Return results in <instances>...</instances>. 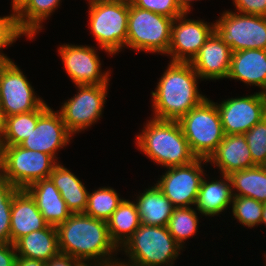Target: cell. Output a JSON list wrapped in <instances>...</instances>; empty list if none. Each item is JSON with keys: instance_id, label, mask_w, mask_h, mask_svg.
Segmentation results:
<instances>
[{"instance_id": "1", "label": "cell", "mask_w": 266, "mask_h": 266, "mask_svg": "<svg viewBox=\"0 0 266 266\" xmlns=\"http://www.w3.org/2000/svg\"><path fill=\"white\" fill-rule=\"evenodd\" d=\"M56 228L61 254L82 260L84 263L118 260L112 258L114 252L119 249L109 236L106 221L85 213H74Z\"/></svg>"}, {"instance_id": "2", "label": "cell", "mask_w": 266, "mask_h": 266, "mask_svg": "<svg viewBox=\"0 0 266 266\" xmlns=\"http://www.w3.org/2000/svg\"><path fill=\"white\" fill-rule=\"evenodd\" d=\"M155 91H152V109L158 120L179 121L207 97L198 90V79L190 62H172L167 66Z\"/></svg>"}, {"instance_id": "3", "label": "cell", "mask_w": 266, "mask_h": 266, "mask_svg": "<svg viewBox=\"0 0 266 266\" xmlns=\"http://www.w3.org/2000/svg\"><path fill=\"white\" fill-rule=\"evenodd\" d=\"M136 136L138 149L165 168L182 166L196 160L178 121L150 119Z\"/></svg>"}, {"instance_id": "4", "label": "cell", "mask_w": 266, "mask_h": 266, "mask_svg": "<svg viewBox=\"0 0 266 266\" xmlns=\"http://www.w3.org/2000/svg\"><path fill=\"white\" fill-rule=\"evenodd\" d=\"M167 226L141 224L121 247L130 259L124 266H173L182 249Z\"/></svg>"}, {"instance_id": "5", "label": "cell", "mask_w": 266, "mask_h": 266, "mask_svg": "<svg viewBox=\"0 0 266 266\" xmlns=\"http://www.w3.org/2000/svg\"><path fill=\"white\" fill-rule=\"evenodd\" d=\"M57 163L46 153L20 145H0V179L18 189H26L35 181L49 178Z\"/></svg>"}, {"instance_id": "6", "label": "cell", "mask_w": 266, "mask_h": 266, "mask_svg": "<svg viewBox=\"0 0 266 266\" xmlns=\"http://www.w3.org/2000/svg\"><path fill=\"white\" fill-rule=\"evenodd\" d=\"M178 122L196 158L208 160L225 136L216 103L208 98Z\"/></svg>"}, {"instance_id": "7", "label": "cell", "mask_w": 266, "mask_h": 266, "mask_svg": "<svg viewBox=\"0 0 266 266\" xmlns=\"http://www.w3.org/2000/svg\"><path fill=\"white\" fill-rule=\"evenodd\" d=\"M89 25L99 47L115 55L125 47L129 0H106L89 5Z\"/></svg>"}, {"instance_id": "8", "label": "cell", "mask_w": 266, "mask_h": 266, "mask_svg": "<svg viewBox=\"0 0 266 266\" xmlns=\"http://www.w3.org/2000/svg\"><path fill=\"white\" fill-rule=\"evenodd\" d=\"M173 18L136 7L129 0L126 45L131 49L166 55Z\"/></svg>"}, {"instance_id": "9", "label": "cell", "mask_w": 266, "mask_h": 266, "mask_svg": "<svg viewBox=\"0 0 266 266\" xmlns=\"http://www.w3.org/2000/svg\"><path fill=\"white\" fill-rule=\"evenodd\" d=\"M215 32L232 52L266 50V16L225 11L215 22Z\"/></svg>"}, {"instance_id": "10", "label": "cell", "mask_w": 266, "mask_h": 266, "mask_svg": "<svg viewBox=\"0 0 266 266\" xmlns=\"http://www.w3.org/2000/svg\"><path fill=\"white\" fill-rule=\"evenodd\" d=\"M108 85H76L79 89L78 94L62 103L59 112L72 135L89 128L100 120L106 102Z\"/></svg>"}, {"instance_id": "11", "label": "cell", "mask_w": 266, "mask_h": 266, "mask_svg": "<svg viewBox=\"0 0 266 266\" xmlns=\"http://www.w3.org/2000/svg\"><path fill=\"white\" fill-rule=\"evenodd\" d=\"M206 159L197 158L189 164L169 167L156 186L170 200L175 208L195 205L204 170ZM205 162V163H204Z\"/></svg>"}, {"instance_id": "12", "label": "cell", "mask_w": 266, "mask_h": 266, "mask_svg": "<svg viewBox=\"0 0 266 266\" xmlns=\"http://www.w3.org/2000/svg\"><path fill=\"white\" fill-rule=\"evenodd\" d=\"M44 103L21 69L10 61L0 76V107L5 117L37 110Z\"/></svg>"}, {"instance_id": "13", "label": "cell", "mask_w": 266, "mask_h": 266, "mask_svg": "<svg viewBox=\"0 0 266 266\" xmlns=\"http://www.w3.org/2000/svg\"><path fill=\"white\" fill-rule=\"evenodd\" d=\"M225 135L245 134L266 117V94L236 97L216 103Z\"/></svg>"}, {"instance_id": "14", "label": "cell", "mask_w": 266, "mask_h": 266, "mask_svg": "<svg viewBox=\"0 0 266 266\" xmlns=\"http://www.w3.org/2000/svg\"><path fill=\"white\" fill-rule=\"evenodd\" d=\"M188 13L176 17L171 26V42L167 55L172 62H191L215 31V23L186 19Z\"/></svg>"}, {"instance_id": "15", "label": "cell", "mask_w": 266, "mask_h": 266, "mask_svg": "<svg viewBox=\"0 0 266 266\" xmlns=\"http://www.w3.org/2000/svg\"><path fill=\"white\" fill-rule=\"evenodd\" d=\"M64 68L75 85H102L109 83V72H101L96 50L90 46L60 45L58 48Z\"/></svg>"}, {"instance_id": "16", "label": "cell", "mask_w": 266, "mask_h": 266, "mask_svg": "<svg viewBox=\"0 0 266 266\" xmlns=\"http://www.w3.org/2000/svg\"><path fill=\"white\" fill-rule=\"evenodd\" d=\"M72 134L66 128L61 113L50 107L38 118L34 131L19 145L25 149L51 155L54 159L58 149L67 146Z\"/></svg>"}, {"instance_id": "17", "label": "cell", "mask_w": 266, "mask_h": 266, "mask_svg": "<svg viewBox=\"0 0 266 266\" xmlns=\"http://www.w3.org/2000/svg\"><path fill=\"white\" fill-rule=\"evenodd\" d=\"M232 50L214 31L190 62L203 80L227 78L231 66Z\"/></svg>"}, {"instance_id": "18", "label": "cell", "mask_w": 266, "mask_h": 266, "mask_svg": "<svg viewBox=\"0 0 266 266\" xmlns=\"http://www.w3.org/2000/svg\"><path fill=\"white\" fill-rule=\"evenodd\" d=\"M48 224L39 211L35 199L26 189H17L11 205L10 243Z\"/></svg>"}, {"instance_id": "19", "label": "cell", "mask_w": 266, "mask_h": 266, "mask_svg": "<svg viewBox=\"0 0 266 266\" xmlns=\"http://www.w3.org/2000/svg\"><path fill=\"white\" fill-rule=\"evenodd\" d=\"M207 161L219 167L221 174L227 176L256 166L253 163L246 136L242 133L225 135Z\"/></svg>"}, {"instance_id": "20", "label": "cell", "mask_w": 266, "mask_h": 266, "mask_svg": "<svg viewBox=\"0 0 266 266\" xmlns=\"http://www.w3.org/2000/svg\"><path fill=\"white\" fill-rule=\"evenodd\" d=\"M227 78L258 86L266 94V50L245 49L232 52Z\"/></svg>"}, {"instance_id": "21", "label": "cell", "mask_w": 266, "mask_h": 266, "mask_svg": "<svg viewBox=\"0 0 266 266\" xmlns=\"http://www.w3.org/2000/svg\"><path fill=\"white\" fill-rule=\"evenodd\" d=\"M26 190L35 199L37 207L48 225L57 227L72 215L50 178L35 181Z\"/></svg>"}, {"instance_id": "22", "label": "cell", "mask_w": 266, "mask_h": 266, "mask_svg": "<svg viewBox=\"0 0 266 266\" xmlns=\"http://www.w3.org/2000/svg\"><path fill=\"white\" fill-rule=\"evenodd\" d=\"M17 257L49 261L60 254L58 232L55 226L24 235L14 243Z\"/></svg>"}, {"instance_id": "23", "label": "cell", "mask_w": 266, "mask_h": 266, "mask_svg": "<svg viewBox=\"0 0 266 266\" xmlns=\"http://www.w3.org/2000/svg\"><path fill=\"white\" fill-rule=\"evenodd\" d=\"M223 179L207 181L202 178L196 199V210L205 216L221 214L228 205H231L233 194L229 176L222 175Z\"/></svg>"}, {"instance_id": "24", "label": "cell", "mask_w": 266, "mask_h": 266, "mask_svg": "<svg viewBox=\"0 0 266 266\" xmlns=\"http://www.w3.org/2000/svg\"><path fill=\"white\" fill-rule=\"evenodd\" d=\"M135 203L140 222L145 225L167 226L175 208L156 184L138 195Z\"/></svg>"}, {"instance_id": "25", "label": "cell", "mask_w": 266, "mask_h": 266, "mask_svg": "<svg viewBox=\"0 0 266 266\" xmlns=\"http://www.w3.org/2000/svg\"><path fill=\"white\" fill-rule=\"evenodd\" d=\"M49 178L59 190L61 197L72 214L85 212L88 191L76 175L58 162Z\"/></svg>"}, {"instance_id": "26", "label": "cell", "mask_w": 266, "mask_h": 266, "mask_svg": "<svg viewBox=\"0 0 266 266\" xmlns=\"http://www.w3.org/2000/svg\"><path fill=\"white\" fill-rule=\"evenodd\" d=\"M107 225L112 242L120 249L141 225L136 203L124 199Z\"/></svg>"}, {"instance_id": "27", "label": "cell", "mask_w": 266, "mask_h": 266, "mask_svg": "<svg viewBox=\"0 0 266 266\" xmlns=\"http://www.w3.org/2000/svg\"><path fill=\"white\" fill-rule=\"evenodd\" d=\"M61 0H27L16 12L17 23L25 36L32 39L42 29V22L59 7Z\"/></svg>"}, {"instance_id": "28", "label": "cell", "mask_w": 266, "mask_h": 266, "mask_svg": "<svg viewBox=\"0 0 266 266\" xmlns=\"http://www.w3.org/2000/svg\"><path fill=\"white\" fill-rule=\"evenodd\" d=\"M228 176L233 196L250 197L261 203L266 202V166H254Z\"/></svg>"}, {"instance_id": "29", "label": "cell", "mask_w": 266, "mask_h": 266, "mask_svg": "<svg viewBox=\"0 0 266 266\" xmlns=\"http://www.w3.org/2000/svg\"><path fill=\"white\" fill-rule=\"evenodd\" d=\"M49 108L44 103L37 110L7 116L5 123V134L0 145H19L36 128L38 118Z\"/></svg>"}, {"instance_id": "30", "label": "cell", "mask_w": 266, "mask_h": 266, "mask_svg": "<svg viewBox=\"0 0 266 266\" xmlns=\"http://www.w3.org/2000/svg\"><path fill=\"white\" fill-rule=\"evenodd\" d=\"M123 200L113 188H99L92 193L88 192L87 207L84 213L107 222Z\"/></svg>"}, {"instance_id": "31", "label": "cell", "mask_w": 266, "mask_h": 266, "mask_svg": "<svg viewBox=\"0 0 266 266\" xmlns=\"http://www.w3.org/2000/svg\"><path fill=\"white\" fill-rule=\"evenodd\" d=\"M197 211L191 207L174 208L168 222V230L175 241L184 247L182 243L198 232Z\"/></svg>"}, {"instance_id": "32", "label": "cell", "mask_w": 266, "mask_h": 266, "mask_svg": "<svg viewBox=\"0 0 266 266\" xmlns=\"http://www.w3.org/2000/svg\"><path fill=\"white\" fill-rule=\"evenodd\" d=\"M263 203L250 197L233 196L232 215L243 226L254 227L261 224Z\"/></svg>"}, {"instance_id": "33", "label": "cell", "mask_w": 266, "mask_h": 266, "mask_svg": "<svg viewBox=\"0 0 266 266\" xmlns=\"http://www.w3.org/2000/svg\"><path fill=\"white\" fill-rule=\"evenodd\" d=\"M17 189L0 179V243H10L11 205Z\"/></svg>"}, {"instance_id": "34", "label": "cell", "mask_w": 266, "mask_h": 266, "mask_svg": "<svg viewBox=\"0 0 266 266\" xmlns=\"http://www.w3.org/2000/svg\"><path fill=\"white\" fill-rule=\"evenodd\" d=\"M247 144L256 166H266V117L245 133Z\"/></svg>"}, {"instance_id": "35", "label": "cell", "mask_w": 266, "mask_h": 266, "mask_svg": "<svg viewBox=\"0 0 266 266\" xmlns=\"http://www.w3.org/2000/svg\"><path fill=\"white\" fill-rule=\"evenodd\" d=\"M25 35L18 26L15 12L4 17H0V50L12 45L17 38ZM0 51V59H10Z\"/></svg>"}, {"instance_id": "36", "label": "cell", "mask_w": 266, "mask_h": 266, "mask_svg": "<svg viewBox=\"0 0 266 266\" xmlns=\"http://www.w3.org/2000/svg\"><path fill=\"white\" fill-rule=\"evenodd\" d=\"M136 7L175 19L184 12L176 0H130Z\"/></svg>"}, {"instance_id": "37", "label": "cell", "mask_w": 266, "mask_h": 266, "mask_svg": "<svg viewBox=\"0 0 266 266\" xmlns=\"http://www.w3.org/2000/svg\"><path fill=\"white\" fill-rule=\"evenodd\" d=\"M239 13L266 16V0H233Z\"/></svg>"}, {"instance_id": "38", "label": "cell", "mask_w": 266, "mask_h": 266, "mask_svg": "<svg viewBox=\"0 0 266 266\" xmlns=\"http://www.w3.org/2000/svg\"><path fill=\"white\" fill-rule=\"evenodd\" d=\"M16 258L14 244L0 243V266H15Z\"/></svg>"}, {"instance_id": "39", "label": "cell", "mask_w": 266, "mask_h": 266, "mask_svg": "<svg viewBox=\"0 0 266 266\" xmlns=\"http://www.w3.org/2000/svg\"><path fill=\"white\" fill-rule=\"evenodd\" d=\"M84 262L82 260L73 258L69 255L59 254L56 257L46 262L47 266H81Z\"/></svg>"}, {"instance_id": "40", "label": "cell", "mask_w": 266, "mask_h": 266, "mask_svg": "<svg viewBox=\"0 0 266 266\" xmlns=\"http://www.w3.org/2000/svg\"><path fill=\"white\" fill-rule=\"evenodd\" d=\"M15 266H47L45 261L17 257Z\"/></svg>"}, {"instance_id": "41", "label": "cell", "mask_w": 266, "mask_h": 266, "mask_svg": "<svg viewBox=\"0 0 266 266\" xmlns=\"http://www.w3.org/2000/svg\"><path fill=\"white\" fill-rule=\"evenodd\" d=\"M194 0H176V3L184 13L191 11V2Z\"/></svg>"}, {"instance_id": "42", "label": "cell", "mask_w": 266, "mask_h": 266, "mask_svg": "<svg viewBox=\"0 0 266 266\" xmlns=\"http://www.w3.org/2000/svg\"><path fill=\"white\" fill-rule=\"evenodd\" d=\"M5 123H6V117L4 115L3 110L0 107V142L3 139V136L5 134Z\"/></svg>"}, {"instance_id": "43", "label": "cell", "mask_w": 266, "mask_h": 266, "mask_svg": "<svg viewBox=\"0 0 266 266\" xmlns=\"http://www.w3.org/2000/svg\"><path fill=\"white\" fill-rule=\"evenodd\" d=\"M93 263V264H92ZM118 261H107V262H88L83 263L81 266H116Z\"/></svg>"}, {"instance_id": "44", "label": "cell", "mask_w": 266, "mask_h": 266, "mask_svg": "<svg viewBox=\"0 0 266 266\" xmlns=\"http://www.w3.org/2000/svg\"><path fill=\"white\" fill-rule=\"evenodd\" d=\"M27 0H12V10L16 12Z\"/></svg>"}, {"instance_id": "45", "label": "cell", "mask_w": 266, "mask_h": 266, "mask_svg": "<svg viewBox=\"0 0 266 266\" xmlns=\"http://www.w3.org/2000/svg\"><path fill=\"white\" fill-rule=\"evenodd\" d=\"M12 61L11 59H0V76L3 72V70L5 69L6 65Z\"/></svg>"}, {"instance_id": "46", "label": "cell", "mask_w": 266, "mask_h": 266, "mask_svg": "<svg viewBox=\"0 0 266 266\" xmlns=\"http://www.w3.org/2000/svg\"><path fill=\"white\" fill-rule=\"evenodd\" d=\"M266 225V202L263 203V212H262V217H261V224Z\"/></svg>"}, {"instance_id": "47", "label": "cell", "mask_w": 266, "mask_h": 266, "mask_svg": "<svg viewBox=\"0 0 266 266\" xmlns=\"http://www.w3.org/2000/svg\"><path fill=\"white\" fill-rule=\"evenodd\" d=\"M102 1H106V0H89V5L91 4H94V3H99V2H102Z\"/></svg>"}]
</instances>
